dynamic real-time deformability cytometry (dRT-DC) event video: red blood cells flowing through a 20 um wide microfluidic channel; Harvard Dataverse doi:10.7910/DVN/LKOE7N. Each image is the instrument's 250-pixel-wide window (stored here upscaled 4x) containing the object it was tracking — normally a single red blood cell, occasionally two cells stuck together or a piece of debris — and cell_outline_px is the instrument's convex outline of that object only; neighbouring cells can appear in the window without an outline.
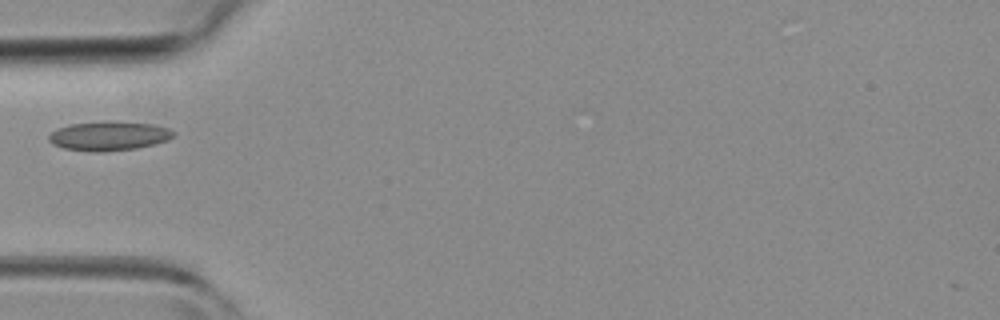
{"species": "common noctule bat (a hibernating species)", "species_latin": "Nyctalus noctula", "temperature_condition": "room temperature", "stored_images_in_passage": 1, "camera_frame_rate_fps": 3000, "um_per_image_px": 0.085, "animal": {"sex": "female", "body_mass_g": 19.3, "forearm_length_mm": 54.1}, "frame": {"image": 1, "passage_image": 1, "time_ms": 0.0, "image_size_px": [1000, 320], "cell_outline_px": [[176, 136], [168, 140], [136, 148], [104, 152], [92, 152], [64, 148], [52, 144], [48, 140], [48, 136], [56, 128], [68, 124], [108, 120], [116, 120], [152, 124], [168, 128], [176, 132]], "centroid_in_image_um": [9.25, 11.53], "position_along_channel_um": 75.8, "area_um2": 21.68}}